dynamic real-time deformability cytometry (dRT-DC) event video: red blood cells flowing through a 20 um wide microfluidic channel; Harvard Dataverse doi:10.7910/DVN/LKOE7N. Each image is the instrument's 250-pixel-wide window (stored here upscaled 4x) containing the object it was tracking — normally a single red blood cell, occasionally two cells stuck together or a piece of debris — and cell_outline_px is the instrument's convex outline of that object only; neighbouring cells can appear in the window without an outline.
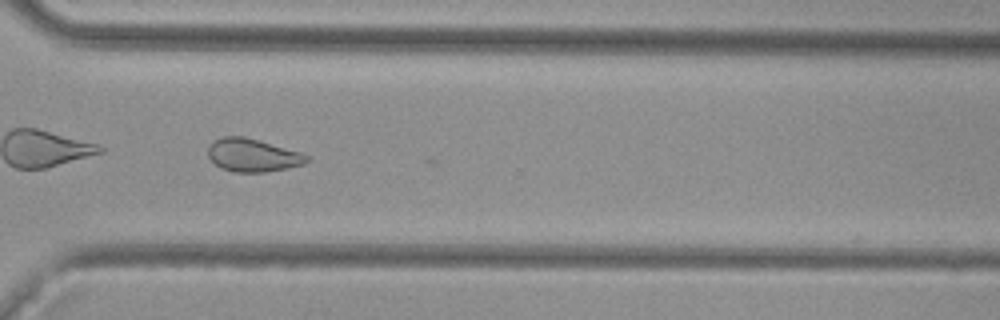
{"species": "common noctule bat (a hibernating species)", "species_latin": "Nyctalus noctula", "temperature_condition": "cold", "stored_images_in_passage": 23, "camera_frame_rate_fps": 3000, "um_per_image_px": 0.085, "animal": {"sex": "female", "body_mass_g": 29.2, "forearm_length_mm": 56.3}, "frame": {"image": 1, "passage_image": 22, "time_ms": 7.0, "image_size_px": [1000, 320], "cell_outline_px": [[308, 160], [304, 164], [288, 168], [264, 172], [232, 172], [220, 168], [208, 156], [208, 148], [216, 140], [224, 136], [244, 136], [260, 140], [300, 152], [308, 156]], "centroid_in_image_um": [21.48, 13.2], "position_along_channel_um": 349.1, "area_um2": 18.9}}